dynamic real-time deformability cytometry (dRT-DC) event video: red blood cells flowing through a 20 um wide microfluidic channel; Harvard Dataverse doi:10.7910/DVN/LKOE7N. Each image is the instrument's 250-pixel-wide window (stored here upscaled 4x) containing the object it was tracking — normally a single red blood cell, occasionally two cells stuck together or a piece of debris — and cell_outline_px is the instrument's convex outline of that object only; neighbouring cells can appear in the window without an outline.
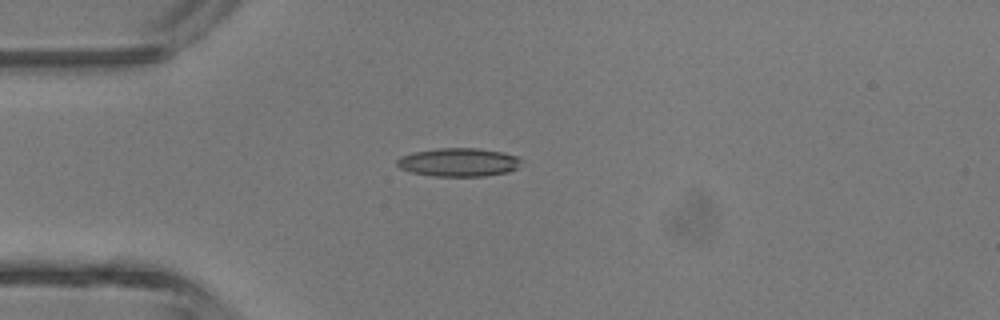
{"species": "common noctule bat (a hibernating species)", "species_latin": "Nyctalus noctula", "temperature_condition": "room temperature", "stored_images_in_passage": 1, "camera_frame_rate_fps": 3000, "um_per_image_px": 0.085, "animal": {"sex": "male", "body_mass_g": 13.3}, "frame": {"image": 1, "passage_image": 1, "time_ms": 0.0, "image_size_px": [1000, 320], "cell_outline_px": [[524, 160], [516, 168], [508, 172], [484, 176], [432, 176], [412, 172], [400, 168], [396, 164], [396, 160], [400, 156], [412, 152], [436, 148], [476, 148], [504, 152], [520, 156]], "centroid_in_image_um": [39.0, 13.78], "position_along_channel_um": 46.0, "area_um2": 20.87}}